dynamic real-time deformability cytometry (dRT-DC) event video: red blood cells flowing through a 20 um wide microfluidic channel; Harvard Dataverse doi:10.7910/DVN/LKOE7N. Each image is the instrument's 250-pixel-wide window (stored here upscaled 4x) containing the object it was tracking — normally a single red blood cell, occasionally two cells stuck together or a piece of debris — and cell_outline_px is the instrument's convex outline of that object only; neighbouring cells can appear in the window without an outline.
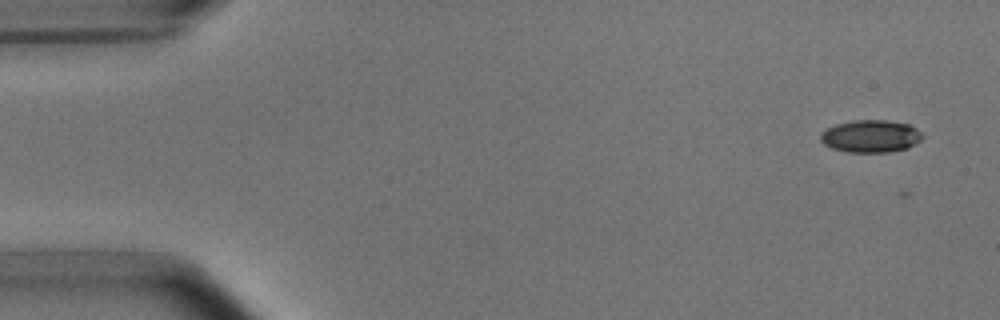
{"species": "common noctule bat (a hibernating species)", "species_latin": "Nyctalus noctula", "temperature_condition": "room temperature", "stored_images_in_passage": 5, "camera_frame_rate_fps": 3000, "um_per_image_px": 0.085, "animal": {"sex": "male", "body_mass_g": 15.6}, "frame": {"image": 1, "passage_image": 1, "time_ms": 0.0, "image_size_px": [1000, 320], "cell_outline_px": [[924, 136], [920, 140], [908, 148], [888, 152], [848, 152], [832, 148], [824, 144], [820, 140], [820, 132], [836, 124], [852, 120], [884, 120], [908, 124], [916, 128]], "centroid_in_image_um": [73.99, 11.58], "position_along_channel_um": 11.0, "area_um2": 19.25}}
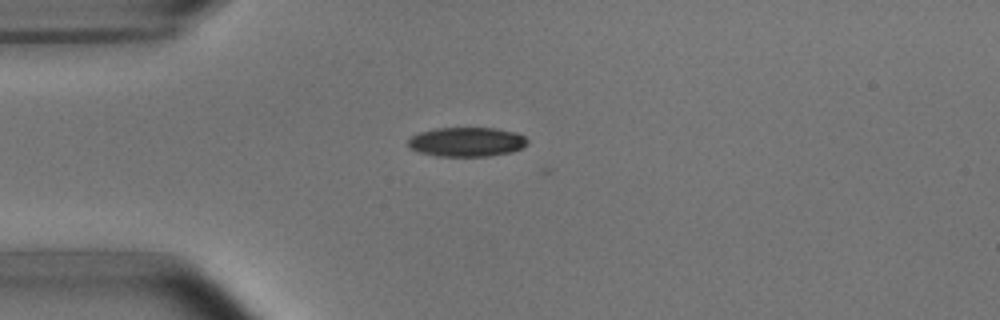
{"frame": {"image": 2, "passage_image": 4, "time_ms": 3.667, "image_size_px": [1000, 320], "cell_outline_px": [[528, 144], [512, 152], [488, 156], [436, 156], [420, 152], [408, 148], [408, 140], [412, 136], [420, 132], [436, 128], [496, 128], [516, 132], [524, 136], [528, 140]], "centroid_in_image_um": [39.67, 12.06], "position_along_channel_um": 45.3, "area_um2": 20.46}}